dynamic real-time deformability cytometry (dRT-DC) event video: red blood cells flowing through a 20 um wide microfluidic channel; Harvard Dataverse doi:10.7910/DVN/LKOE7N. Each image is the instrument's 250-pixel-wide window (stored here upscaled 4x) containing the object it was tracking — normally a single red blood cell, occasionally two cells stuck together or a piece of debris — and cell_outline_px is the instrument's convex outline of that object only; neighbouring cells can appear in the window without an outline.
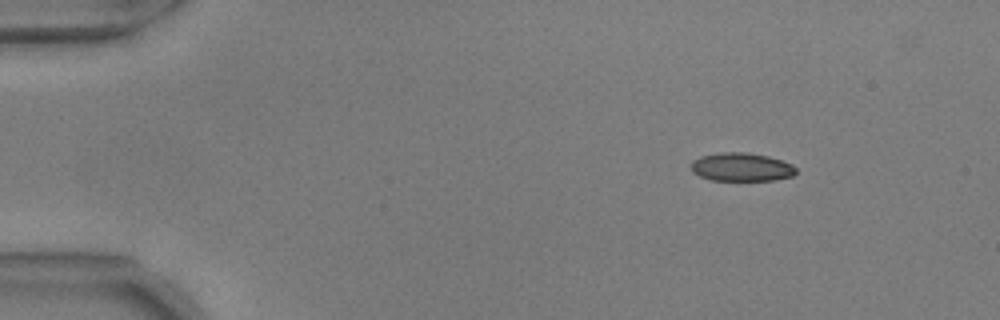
{"species": "common noctule bat (a hibernating species)", "species_latin": "Nyctalus noctula", "temperature_condition": "warm", "stored_images_in_passage": 48, "camera_frame_rate_fps": 3000, "um_per_image_px": 0.085, "animal": {"sex": "male", "body_mass_g": 17.9, "forearm_length_mm": 54.2}, "frame": {"image": 1, "passage_image": 1, "time_ms": 0.0, "image_size_px": [1000, 320], "cell_outline_px": [[796, 172], [792, 176], [776, 180], [712, 180], [700, 176], [692, 172], [692, 160], [700, 156], [720, 152], [744, 152], [768, 156], [792, 164], [796, 168]], "centroid_in_image_um": [63.02, 14.19], "position_along_channel_um": 22.0, "area_um2": 17.34}}
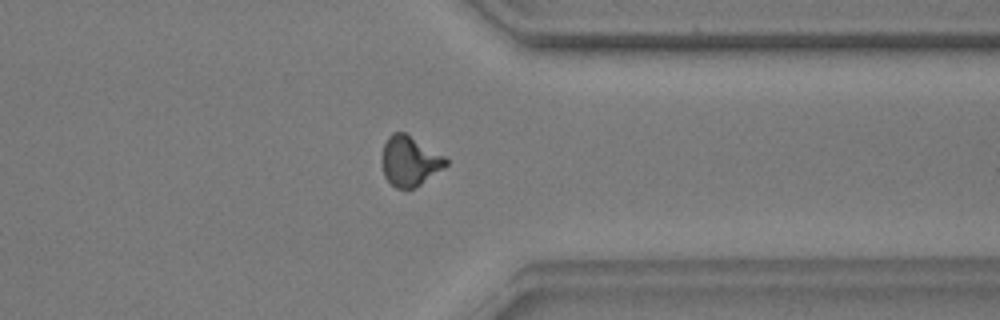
{"frame": {"image": 2, "passage_image": 37, "time_ms": 12.0, "image_size_px": [1000, 320], "cell_outline_px": [[448, 164], [444, 168], [420, 184], [412, 188], [396, 188], [384, 176], [380, 160], [384, 144], [388, 136], [392, 132], [404, 132], [444, 156], [448, 160]], "centroid_in_image_um": [34.79, 13.68], "position_along_channel_um": 376.6, "area_um2": 18.5}}
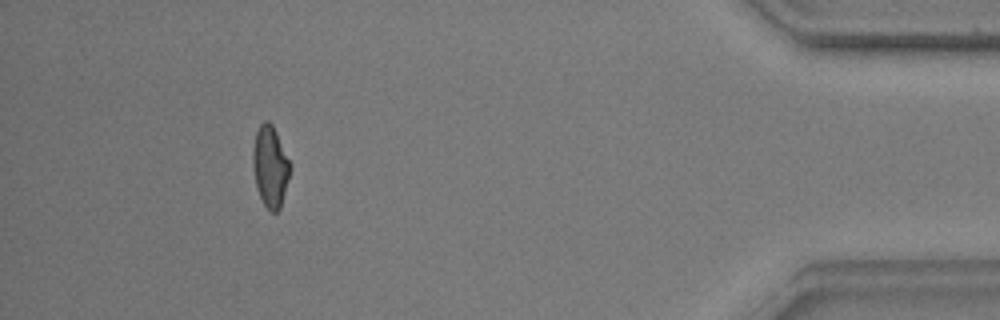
{"frame": {"image": 3, "passage_image": 44, "time_ms": 14.333, "image_size_px": [1000, 320], "cell_outline_px": [[288, 176], [280, 208], [276, 212], [272, 212], [264, 204], [256, 188], [252, 164], [252, 148], [256, 132], [260, 124], [264, 120], [268, 120], [272, 124], [276, 132], [288, 160]], "centroid_in_image_um": [22.91, 14.12], "position_along_channel_um": 412.3, "area_um2": 17.11}, "authors_computed_cell_mechanics": {"area_um2": 18.0047, "velocity_mm_per_s": 3.7124, "shape_relaxation_time_tau1_ms": 3.4334, "shape_relaxation_time_tau2_ms": 1.1355, "deformation_change_tau1": 0.1378, "deformation_change_tau2": 0.0807}}